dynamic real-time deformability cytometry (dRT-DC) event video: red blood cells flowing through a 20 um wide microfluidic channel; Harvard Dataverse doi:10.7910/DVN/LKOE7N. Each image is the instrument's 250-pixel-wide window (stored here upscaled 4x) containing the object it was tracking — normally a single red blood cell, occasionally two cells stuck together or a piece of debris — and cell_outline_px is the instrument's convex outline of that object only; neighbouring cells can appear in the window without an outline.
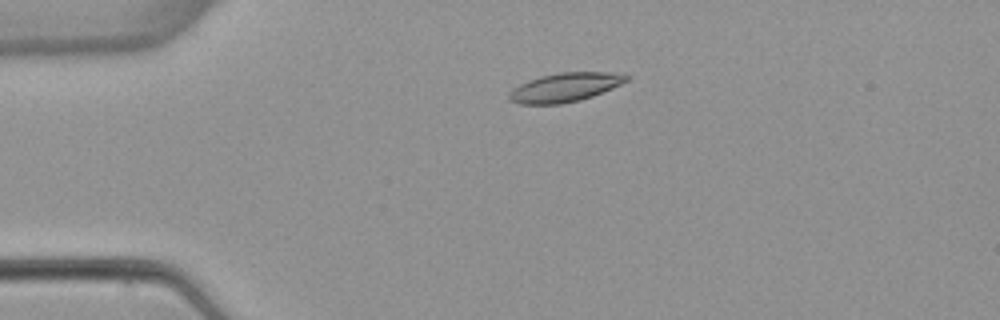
{"species": "common noctule bat (a hibernating species)", "species_latin": "Nyctalus noctula", "temperature_condition": "warm", "stored_images_in_passage": 4, "camera_frame_rate_fps": 3000, "um_per_image_px": 0.085, "animal": {"sex": "female", "body_mass_g": 22.7, "forearm_length_mm": 54.2}, "frame": {"image": 1, "passage_image": 3, "time_ms": 2.333, "image_size_px": [1000, 320], "cell_outline_px": [[632, 76], [628, 80], [612, 88], [592, 96], [580, 100], [560, 104], [520, 104], [508, 100], [508, 92], [512, 88], [528, 80], [540, 76], [560, 72], [612, 72]], "centroid_in_image_um": [47.99, 7.42], "position_along_channel_um": 37.0, "area_um2": 19.88}}